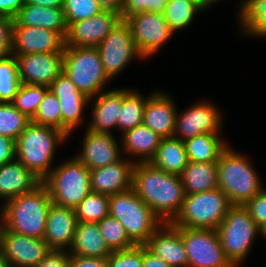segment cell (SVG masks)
<instances>
[{
    "instance_id": "1",
    "label": "cell",
    "mask_w": 266,
    "mask_h": 267,
    "mask_svg": "<svg viewBox=\"0 0 266 267\" xmlns=\"http://www.w3.org/2000/svg\"><path fill=\"white\" fill-rule=\"evenodd\" d=\"M132 189L163 223L175 218L186 196L180 175L157 169L150 162L135 163Z\"/></svg>"
},
{
    "instance_id": "2",
    "label": "cell",
    "mask_w": 266,
    "mask_h": 267,
    "mask_svg": "<svg viewBox=\"0 0 266 267\" xmlns=\"http://www.w3.org/2000/svg\"><path fill=\"white\" fill-rule=\"evenodd\" d=\"M68 138L59 129L30 122L15 141L16 159L42 181L53 169L57 147Z\"/></svg>"
},
{
    "instance_id": "3",
    "label": "cell",
    "mask_w": 266,
    "mask_h": 267,
    "mask_svg": "<svg viewBox=\"0 0 266 267\" xmlns=\"http://www.w3.org/2000/svg\"><path fill=\"white\" fill-rule=\"evenodd\" d=\"M51 204L48 190L42 183L29 193L1 203L3 230L43 239Z\"/></svg>"
},
{
    "instance_id": "4",
    "label": "cell",
    "mask_w": 266,
    "mask_h": 267,
    "mask_svg": "<svg viewBox=\"0 0 266 267\" xmlns=\"http://www.w3.org/2000/svg\"><path fill=\"white\" fill-rule=\"evenodd\" d=\"M233 149L229 144L217 161L218 188L227 195L232 205L243 206L265 186L249 157Z\"/></svg>"
},
{
    "instance_id": "5",
    "label": "cell",
    "mask_w": 266,
    "mask_h": 267,
    "mask_svg": "<svg viewBox=\"0 0 266 267\" xmlns=\"http://www.w3.org/2000/svg\"><path fill=\"white\" fill-rule=\"evenodd\" d=\"M109 215L123 225L127 235L136 245H144L163 224L132 188L109 196Z\"/></svg>"
},
{
    "instance_id": "6",
    "label": "cell",
    "mask_w": 266,
    "mask_h": 267,
    "mask_svg": "<svg viewBox=\"0 0 266 267\" xmlns=\"http://www.w3.org/2000/svg\"><path fill=\"white\" fill-rule=\"evenodd\" d=\"M58 165L41 183L47 188L52 204L75 208L92 192L90 170L75 156Z\"/></svg>"
},
{
    "instance_id": "7",
    "label": "cell",
    "mask_w": 266,
    "mask_h": 267,
    "mask_svg": "<svg viewBox=\"0 0 266 267\" xmlns=\"http://www.w3.org/2000/svg\"><path fill=\"white\" fill-rule=\"evenodd\" d=\"M222 250L234 267H240L249 256L257 236L264 232L242 205H232L216 229Z\"/></svg>"
},
{
    "instance_id": "8",
    "label": "cell",
    "mask_w": 266,
    "mask_h": 267,
    "mask_svg": "<svg viewBox=\"0 0 266 267\" xmlns=\"http://www.w3.org/2000/svg\"><path fill=\"white\" fill-rule=\"evenodd\" d=\"M231 206L227 195L219 188L189 194L170 223L175 227L216 230Z\"/></svg>"
},
{
    "instance_id": "9",
    "label": "cell",
    "mask_w": 266,
    "mask_h": 267,
    "mask_svg": "<svg viewBox=\"0 0 266 267\" xmlns=\"http://www.w3.org/2000/svg\"><path fill=\"white\" fill-rule=\"evenodd\" d=\"M63 73L89 98L106 91L112 82L104 72L97 47H65Z\"/></svg>"
},
{
    "instance_id": "10",
    "label": "cell",
    "mask_w": 266,
    "mask_h": 267,
    "mask_svg": "<svg viewBox=\"0 0 266 267\" xmlns=\"http://www.w3.org/2000/svg\"><path fill=\"white\" fill-rule=\"evenodd\" d=\"M105 74L114 80L136 58L144 61L131 35L130 26L121 20L97 46Z\"/></svg>"
},
{
    "instance_id": "11",
    "label": "cell",
    "mask_w": 266,
    "mask_h": 267,
    "mask_svg": "<svg viewBox=\"0 0 266 267\" xmlns=\"http://www.w3.org/2000/svg\"><path fill=\"white\" fill-rule=\"evenodd\" d=\"M124 21L130 26L136 47L144 59L157 54L175 34L163 14L140 12Z\"/></svg>"
},
{
    "instance_id": "12",
    "label": "cell",
    "mask_w": 266,
    "mask_h": 267,
    "mask_svg": "<svg viewBox=\"0 0 266 267\" xmlns=\"http://www.w3.org/2000/svg\"><path fill=\"white\" fill-rule=\"evenodd\" d=\"M188 267H234L226 258L215 229L180 227Z\"/></svg>"
},
{
    "instance_id": "13",
    "label": "cell",
    "mask_w": 266,
    "mask_h": 267,
    "mask_svg": "<svg viewBox=\"0 0 266 267\" xmlns=\"http://www.w3.org/2000/svg\"><path fill=\"white\" fill-rule=\"evenodd\" d=\"M210 100H201L177 112L174 137L184 141L202 133L221 132L223 115Z\"/></svg>"
},
{
    "instance_id": "14",
    "label": "cell",
    "mask_w": 266,
    "mask_h": 267,
    "mask_svg": "<svg viewBox=\"0 0 266 267\" xmlns=\"http://www.w3.org/2000/svg\"><path fill=\"white\" fill-rule=\"evenodd\" d=\"M49 90L58 98L62 115V131L70 137L76 128L83 124L84 112L90 105V98L79 91L63 72L51 83Z\"/></svg>"
},
{
    "instance_id": "15",
    "label": "cell",
    "mask_w": 266,
    "mask_h": 267,
    "mask_svg": "<svg viewBox=\"0 0 266 267\" xmlns=\"http://www.w3.org/2000/svg\"><path fill=\"white\" fill-rule=\"evenodd\" d=\"M121 20L119 13L103 10L88 19L70 23L65 47H97Z\"/></svg>"
},
{
    "instance_id": "16",
    "label": "cell",
    "mask_w": 266,
    "mask_h": 267,
    "mask_svg": "<svg viewBox=\"0 0 266 267\" xmlns=\"http://www.w3.org/2000/svg\"><path fill=\"white\" fill-rule=\"evenodd\" d=\"M65 38L56 31L12 25V54L63 53Z\"/></svg>"
},
{
    "instance_id": "17",
    "label": "cell",
    "mask_w": 266,
    "mask_h": 267,
    "mask_svg": "<svg viewBox=\"0 0 266 267\" xmlns=\"http://www.w3.org/2000/svg\"><path fill=\"white\" fill-rule=\"evenodd\" d=\"M51 249L40 238L3 230L1 255L12 267H37Z\"/></svg>"
},
{
    "instance_id": "18",
    "label": "cell",
    "mask_w": 266,
    "mask_h": 267,
    "mask_svg": "<svg viewBox=\"0 0 266 267\" xmlns=\"http://www.w3.org/2000/svg\"><path fill=\"white\" fill-rule=\"evenodd\" d=\"M83 138V147L75 157L89 170L112 164L124 156L121 143H118L121 140L112 133L94 132L86 128Z\"/></svg>"
},
{
    "instance_id": "19",
    "label": "cell",
    "mask_w": 266,
    "mask_h": 267,
    "mask_svg": "<svg viewBox=\"0 0 266 267\" xmlns=\"http://www.w3.org/2000/svg\"><path fill=\"white\" fill-rule=\"evenodd\" d=\"M15 57L21 84L49 87L63 72V53L23 54Z\"/></svg>"
},
{
    "instance_id": "20",
    "label": "cell",
    "mask_w": 266,
    "mask_h": 267,
    "mask_svg": "<svg viewBox=\"0 0 266 267\" xmlns=\"http://www.w3.org/2000/svg\"><path fill=\"white\" fill-rule=\"evenodd\" d=\"M132 161L123 156L117 162L90 170L91 191L111 196L131 189L136 163Z\"/></svg>"
},
{
    "instance_id": "21",
    "label": "cell",
    "mask_w": 266,
    "mask_h": 267,
    "mask_svg": "<svg viewBox=\"0 0 266 267\" xmlns=\"http://www.w3.org/2000/svg\"><path fill=\"white\" fill-rule=\"evenodd\" d=\"M144 245L171 267H188L186 247L181 237L180 227L165 222Z\"/></svg>"
},
{
    "instance_id": "22",
    "label": "cell",
    "mask_w": 266,
    "mask_h": 267,
    "mask_svg": "<svg viewBox=\"0 0 266 267\" xmlns=\"http://www.w3.org/2000/svg\"><path fill=\"white\" fill-rule=\"evenodd\" d=\"M177 104L165 91H153L146 101L143 124L161 138L173 137L177 117Z\"/></svg>"
},
{
    "instance_id": "23",
    "label": "cell",
    "mask_w": 266,
    "mask_h": 267,
    "mask_svg": "<svg viewBox=\"0 0 266 267\" xmlns=\"http://www.w3.org/2000/svg\"><path fill=\"white\" fill-rule=\"evenodd\" d=\"M78 220L74 208L51 204L43 240L51 250L69 251Z\"/></svg>"
},
{
    "instance_id": "24",
    "label": "cell",
    "mask_w": 266,
    "mask_h": 267,
    "mask_svg": "<svg viewBox=\"0 0 266 267\" xmlns=\"http://www.w3.org/2000/svg\"><path fill=\"white\" fill-rule=\"evenodd\" d=\"M92 118L88 119L87 129L94 132L112 133L118 129L122 108V88L107 89L90 98Z\"/></svg>"
},
{
    "instance_id": "25",
    "label": "cell",
    "mask_w": 266,
    "mask_h": 267,
    "mask_svg": "<svg viewBox=\"0 0 266 267\" xmlns=\"http://www.w3.org/2000/svg\"><path fill=\"white\" fill-rule=\"evenodd\" d=\"M41 180L18 159L0 166V201L5 203L22 194L33 191ZM0 202V203H1Z\"/></svg>"
},
{
    "instance_id": "26",
    "label": "cell",
    "mask_w": 266,
    "mask_h": 267,
    "mask_svg": "<svg viewBox=\"0 0 266 267\" xmlns=\"http://www.w3.org/2000/svg\"><path fill=\"white\" fill-rule=\"evenodd\" d=\"M161 139L148 126L140 124L121 134L119 143L122 153L124 152L128 159H133V162H149L155 156Z\"/></svg>"
},
{
    "instance_id": "27",
    "label": "cell",
    "mask_w": 266,
    "mask_h": 267,
    "mask_svg": "<svg viewBox=\"0 0 266 267\" xmlns=\"http://www.w3.org/2000/svg\"><path fill=\"white\" fill-rule=\"evenodd\" d=\"M12 25L45 28L59 32L64 38L67 33V23L63 8L24 4Z\"/></svg>"
},
{
    "instance_id": "28",
    "label": "cell",
    "mask_w": 266,
    "mask_h": 267,
    "mask_svg": "<svg viewBox=\"0 0 266 267\" xmlns=\"http://www.w3.org/2000/svg\"><path fill=\"white\" fill-rule=\"evenodd\" d=\"M68 252L70 255L94 258H107L112 253L102 238L97 223L79 221Z\"/></svg>"
},
{
    "instance_id": "29",
    "label": "cell",
    "mask_w": 266,
    "mask_h": 267,
    "mask_svg": "<svg viewBox=\"0 0 266 267\" xmlns=\"http://www.w3.org/2000/svg\"><path fill=\"white\" fill-rule=\"evenodd\" d=\"M185 194H195L218 188L217 162L189 161L180 174Z\"/></svg>"
},
{
    "instance_id": "30",
    "label": "cell",
    "mask_w": 266,
    "mask_h": 267,
    "mask_svg": "<svg viewBox=\"0 0 266 267\" xmlns=\"http://www.w3.org/2000/svg\"><path fill=\"white\" fill-rule=\"evenodd\" d=\"M149 162L157 169L180 175L189 163L184 142L174 136L162 138L155 156Z\"/></svg>"
},
{
    "instance_id": "31",
    "label": "cell",
    "mask_w": 266,
    "mask_h": 267,
    "mask_svg": "<svg viewBox=\"0 0 266 267\" xmlns=\"http://www.w3.org/2000/svg\"><path fill=\"white\" fill-rule=\"evenodd\" d=\"M220 135V132H209L184 140L189 161L217 162L223 150L229 145Z\"/></svg>"
},
{
    "instance_id": "32",
    "label": "cell",
    "mask_w": 266,
    "mask_h": 267,
    "mask_svg": "<svg viewBox=\"0 0 266 267\" xmlns=\"http://www.w3.org/2000/svg\"><path fill=\"white\" fill-rule=\"evenodd\" d=\"M238 9L242 36L266 39V0H241Z\"/></svg>"
},
{
    "instance_id": "33",
    "label": "cell",
    "mask_w": 266,
    "mask_h": 267,
    "mask_svg": "<svg viewBox=\"0 0 266 267\" xmlns=\"http://www.w3.org/2000/svg\"><path fill=\"white\" fill-rule=\"evenodd\" d=\"M150 95L144 97L141 92H137L135 89L122 88V108L118 121V130L121 131V134L143 124L144 108Z\"/></svg>"
},
{
    "instance_id": "34",
    "label": "cell",
    "mask_w": 266,
    "mask_h": 267,
    "mask_svg": "<svg viewBox=\"0 0 266 267\" xmlns=\"http://www.w3.org/2000/svg\"><path fill=\"white\" fill-rule=\"evenodd\" d=\"M202 10L188 0H168L163 13L169 27L175 32L187 29Z\"/></svg>"
},
{
    "instance_id": "35",
    "label": "cell",
    "mask_w": 266,
    "mask_h": 267,
    "mask_svg": "<svg viewBox=\"0 0 266 267\" xmlns=\"http://www.w3.org/2000/svg\"><path fill=\"white\" fill-rule=\"evenodd\" d=\"M21 85L18 62L10 54L0 59V102L12 103Z\"/></svg>"
},
{
    "instance_id": "36",
    "label": "cell",
    "mask_w": 266,
    "mask_h": 267,
    "mask_svg": "<svg viewBox=\"0 0 266 267\" xmlns=\"http://www.w3.org/2000/svg\"><path fill=\"white\" fill-rule=\"evenodd\" d=\"M74 209L79 222L98 223L109 215V196L91 192Z\"/></svg>"
},
{
    "instance_id": "37",
    "label": "cell",
    "mask_w": 266,
    "mask_h": 267,
    "mask_svg": "<svg viewBox=\"0 0 266 267\" xmlns=\"http://www.w3.org/2000/svg\"><path fill=\"white\" fill-rule=\"evenodd\" d=\"M97 225L102 238L111 251L124 250L136 245L116 218L108 215Z\"/></svg>"
},
{
    "instance_id": "38",
    "label": "cell",
    "mask_w": 266,
    "mask_h": 267,
    "mask_svg": "<svg viewBox=\"0 0 266 267\" xmlns=\"http://www.w3.org/2000/svg\"><path fill=\"white\" fill-rule=\"evenodd\" d=\"M48 90L49 87L44 85L21 84L12 104L32 120Z\"/></svg>"
},
{
    "instance_id": "39",
    "label": "cell",
    "mask_w": 266,
    "mask_h": 267,
    "mask_svg": "<svg viewBox=\"0 0 266 267\" xmlns=\"http://www.w3.org/2000/svg\"><path fill=\"white\" fill-rule=\"evenodd\" d=\"M31 122L12 103L0 102V135L17 140Z\"/></svg>"
},
{
    "instance_id": "40",
    "label": "cell",
    "mask_w": 266,
    "mask_h": 267,
    "mask_svg": "<svg viewBox=\"0 0 266 267\" xmlns=\"http://www.w3.org/2000/svg\"><path fill=\"white\" fill-rule=\"evenodd\" d=\"M31 122L38 125L50 126L62 131L61 107L58 98L50 90L45 93Z\"/></svg>"
},
{
    "instance_id": "41",
    "label": "cell",
    "mask_w": 266,
    "mask_h": 267,
    "mask_svg": "<svg viewBox=\"0 0 266 267\" xmlns=\"http://www.w3.org/2000/svg\"><path fill=\"white\" fill-rule=\"evenodd\" d=\"M102 11L97 0H64L63 12L67 26L93 17Z\"/></svg>"
},
{
    "instance_id": "42",
    "label": "cell",
    "mask_w": 266,
    "mask_h": 267,
    "mask_svg": "<svg viewBox=\"0 0 266 267\" xmlns=\"http://www.w3.org/2000/svg\"><path fill=\"white\" fill-rule=\"evenodd\" d=\"M107 267H142V245L112 251L107 257Z\"/></svg>"
},
{
    "instance_id": "43",
    "label": "cell",
    "mask_w": 266,
    "mask_h": 267,
    "mask_svg": "<svg viewBox=\"0 0 266 267\" xmlns=\"http://www.w3.org/2000/svg\"><path fill=\"white\" fill-rule=\"evenodd\" d=\"M167 1L168 0H126L121 12V18L125 20L128 16L140 12L163 14Z\"/></svg>"
},
{
    "instance_id": "44",
    "label": "cell",
    "mask_w": 266,
    "mask_h": 267,
    "mask_svg": "<svg viewBox=\"0 0 266 267\" xmlns=\"http://www.w3.org/2000/svg\"><path fill=\"white\" fill-rule=\"evenodd\" d=\"M256 225L266 232V187L243 205Z\"/></svg>"
},
{
    "instance_id": "45",
    "label": "cell",
    "mask_w": 266,
    "mask_h": 267,
    "mask_svg": "<svg viewBox=\"0 0 266 267\" xmlns=\"http://www.w3.org/2000/svg\"><path fill=\"white\" fill-rule=\"evenodd\" d=\"M13 21L8 16H0V59L12 54Z\"/></svg>"
},
{
    "instance_id": "46",
    "label": "cell",
    "mask_w": 266,
    "mask_h": 267,
    "mask_svg": "<svg viewBox=\"0 0 266 267\" xmlns=\"http://www.w3.org/2000/svg\"><path fill=\"white\" fill-rule=\"evenodd\" d=\"M37 267H70V253L64 250H50Z\"/></svg>"
},
{
    "instance_id": "47",
    "label": "cell",
    "mask_w": 266,
    "mask_h": 267,
    "mask_svg": "<svg viewBox=\"0 0 266 267\" xmlns=\"http://www.w3.org/2000/svg\"><path fill=\"white\" fill-rule=\"evenodd\" d=\"M15 148L13 139L0 135V166L16 158Z\"/></svg>"
},
{
    "instance_id": "48",
    "label": "cell",
    "mask_w": 266,
    "mask_h": 267,
    "mask_svg": "<svg viewBox=\"0 0 266 267\" xmlns=\"http://www.w3.org/2000/svg\"><path fill=\"white\" fill-rule=\"evenodd\" d=\"M70 267H107V258L70 255Z\"/></svg>"
},
{
    "instance_id": "49",
    "label": "cell",
    "mask_w": 266,
    "mask_h": 267,
    "mask_svg": "<svg viewBox=\"0 0 266 267\" xmlns=\"http://www.w3.org/2000/svg\"><path fill=\"white\" fill-rule=\"evenodd\" d=\"M23 6L24 0H0V16H8L14 20Z\"/></svg>"
},
{
    "instance_id": "50",
    "label": "cell",
    "mask_w": 266,
    "mask_h": 267,
    "mask_svg": "<svg viewBox=\"0 0 266 267\" xmlns=\"http://www.w3.org/2000/svg\"><path fill=\"white\" fill-rule=\"evenodd\" d=\"M142 267H171L163 259L154 255L145 245H142Z\"/></svg>"
},
{
    "instance_id": "51",
    "label": "cell",
    "mask_w": 266,
    "mask_h": 267,
    "mask_svg": "<svg viewBox=\"0 0 266 267\" xmlns=\"http://www.w3.org/2000/svg\"><path fill=\"white\" fill-rule=\"evenodd\" d=\"M97 2L103 10L113 11L121 15L126 0H97Z\"/></svg>"
},
{
    "instance_id": "52",
    "label": "cell",
    "mask_w": 266,
    "mask_h": 267,
    "mask_svg": "<svg viewBox=\"0 0 266 267\" xmlns=\"http://www.w3.org/2000/svg\"><path fill=\"white\" fill-rule=\"evenodd\" d=\"M24 4H34L43 7L63 8L64 0H24Z\"/></svg>"
},
{
    "instance_id": "53",
    "label": "cell",
    "mask_w": 266,
    "mask_h": 267,
    "mask_svg": "<svg viewBox=\"0 0 266 267\" xmlns=\"http://www.w3.org/2000/svg\"><path fill=\"white\" fill-rule=\"evenodd\" d=\"M218 1L221 0H202V11H206L211 6L213 7V4L218 3Z\"/></svg>"
},
{
    "instance_id": "54",
    "label": "cell",
    "mask_w": 266,
    "mask_h": 267,
    "mask_svg": "<svg viewBox=\"0 0 266 267\" xmlns=\"http://www.w3.org/2000/svg\"><path fill=\"white\" fill-rule=\"evenodd\" d=\"M0 267H12L1 254H0Z\"/></svg>"
},
{
    "instance_id": "55",
    "label": "cell",
    "mask_w": 266,
    "mask_h": 267,
    "mask_svg": "<svg viewBox=\"0 0 266 267\" xmlns=\"http://www.w3.org/2000/svg\"><path fill=\"white\" fill-rule=\"evenodd\" d=\"M2 232H3V221L0 217V254H1V243H2Z\"/></svg>"
},
{
    "instance_id": "56",
    "label": "cell",
    "mask_w": 266,
    "mask_h": 267,
    "mask_svg": "<svg viewBox=\"0 0 266 267\" xmlns=\"http://www.w3.org/2000/svg\"><path fill=\"white\" fill-rule=\"evenodd\" d=\"M196 4L202 10V0H188Z\"/></svg>"
}]
</instances>
